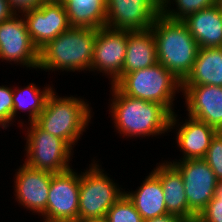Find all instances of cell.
Instances as JSON below:
<instances>
[{"label":"cell","instance_id":"f546056e","mask_svg":"<svg viewBox=\"0 0 222 222\" xmlns=\"http://www.w3.org/2000/svg\"><path fill=\"white\" fill-rule=\"evenodd\" d=\"M143 222H187L183 218L175 214H165L155 218L144 220Z\"/></svg>","mask_w":222,"mask_h":222},{"label":"cell","instance_id":"7a4b0ae2","mask_svg":"<svg viewBox=\"0 0 222 222\" xmlns=\"http://www.w3.org/2000/svg\"><path fill=\"white\" fill-rule=\"evenodd\" d=\"M150 29L156 40L158 63L183 82L192 71L199 50L187 25L160 14Z\"/></svg>","mask_w":222,"mask_h":222},{"label":"cell","instance_id":"d6a6232c","mask_svg":"<svg viewBox=\"0 0 222 222\" xmlns=\"http://www.w3.org/2000/svg\"><path fill=\"white\" fill-rule=\"evenodd\" d=\"M74 222H107L106 218H92V219H78L77 221Z\"/></svg>","mask_w":222,"mask_h":222},{"label":"cell","instance_id":"277c9868","mask_svg":"<svg viewBox=\"0 0 222 222\" xmlns=\"http://www.w3.org/2000/svg\"><path fill=\"white\" fill-rule=\"evenodd\" d=\"M90 109L84 99L59 97L52 90L35 123L51 135L63 139L72 148L90 122Z\"/></svg>","mask_w":222,"mask_h":222},{"label":"cell","instance_id":"e575fe53","mask_svg":"<svg viewBox=\"0 0 222 222\" xmlns=\"http://www.w3.org/2000/svg\"><path fill=\"white\" fill-rule=\"evenodd\" d=\"M218 132L222 135V126H221V128L218 130Z\"/></svg>","mask_w":222,"mask_h":222},{"label":"cell","instance_id":"6da1fadb","mask_svg":"<svg viewBox=\"0 0 222 222\" xmlns=\"http://www.w3.org/2000/svg\"><path fill=\"white\" fill-rule=\"evenodd\" d=\"M111 90L110 112L118 133L123 136H155L176 126L177 115L164 105L126 96L114 84Z\"/></svg>","mask_w":222,"mask_h":222},{"label":"cell","instance_id":"52a82bcc","mask_svg":"<svg viewBox=\"0 0 222 222\" xmlns=\"http://www.w3.org/2000/svg\"><path fill=\"white\" fill-rule=\"evenodd\" d=\"M25 149L27 166L51 173H61L71 169L69 160L73 150L63 139L41 129L35 122L29 124Z\"/></svg>","mask_w":222,"mask_h":222},{"label":"cell","instance_id":"ba28073f","mask_svg":"<svg viewBox=\"0 0 222 222\" xmlns=\"http://www.w3.org/2000/svg\"><path fill=\"white\" fill-rule=\"evenodd\" d=\"M80 175L72 168L52 175L46 210L41 214L46 222L78 220Z\"/></svg>","mask_w":222,"mask_h":222},{"label":"cell","instance_id":"30bf717a","mask_svg":"<svg viewBox=\"0 0 222 222\" xmlns=\"http://www.w3.org/2000/svg\"><path fill=\"white\" fill-rule=\"evenodd\" d=\"M161 14V0H106V27L143 31Z\"/></svg>","mask_w":222,"mask_h":222},{"label":"cell","instance_id":"1f68e13d","mask_svg":"<svg viewBox=\"0 0 222 222\" xmlns=\"http://www.w3.org/2000/svg\"><path fill=\"white\" fill-rule=\"evenodd\" d=\"M208 204H222V181H219L214 197L208 202Z\"/></svg>","mask_w":222,"mask_h":222},{"label":"cell","instance_id":"cb8c5ba5","mask_svg":"<svg viewBox=\"0 0 222 222\" xmlns=\"http://www.w3.org/2000/svg\"><path fill=\"white\" fill-rule=\"evenodd\" d=\"M176 10L170 9L171 0H161V14L172 20H183L188 15L216 4L217 0H173ZM170 4V5H169ZM168 5V6H167ZM168 8V9H167Z\"/></svg>","mask_w":222,"mask_h":222},{"label":"cell","instance_id":"9a60e30c","mask_svg":"<svg viewBox=\"0 0 222 222\" xmlns=\"http://www.w3.org/2000/svg\"><path fill=\"white\" fill-rule=\"evenodd\" d=\"M188 116L219 130L222 126V87L212 85L182 86Z\"/></svg>","mask_w":222,"mask_h":222},{"label":"cell","instance_id":"7c38bea8","mask_svg":"<svg viewBox=\"0 0 222 222\" xmlns=\"http://www.w3.org/2000/svg\"><path fill=\"white\" fill-rule=\"evenodd\" d=\"M127 48V30L102 27L97 29L91 70L107 74L111 85L123 77V64Z\"/></svg>","mask_w":222,"mask_h":222},{"label":"cell","instance_id":"3957f363","mask_svg":"<svg viewBox=\"0 0 222 222\" xmlns=\"http://www.w3.org/2000/svg\"><path fill=\"white\" fill-rule=\"evenodd\" d=\"M96 32L94 28L70 27L39 49L38 68L44 71H90Z\"/></svg>","mask_w":222,"mask_h":222},{"label":"cell","instance_id":"d4e9b609","mask_svg":"<svg viewBox=\"0 0 222 222\" xmlns=\"http://www.w3.org/2000/svg\"><path fill=\"white\" fill-rule=\"evenodd\" d=\"M107 222H143L134 203L124 195L106 213Z\"/></svg>","mask_w":222,"mask_h":222},{"label":"cell","instance_id":"e0dca14e","mask_svg":"<svg viewBox=\"0 0 222 222\" xmlns=\"http://www.w3.org/2000/svg\"><path fill=\"white\" fill-rule=\"evenodd\" d=\"M199 48L222 47V11L215 4L182 20Z\"/></svg>","mask_w":222,"mask_h":222},{"label":"cell","instance_id":"4dcf8cb0","mask_svg":"<svg viewBox=\"0 0 222 222\" xmlns=\"http://www.w3.org/2000/svg\"><path fill=\"white\" fill-rule=\"evenodd\" d=\"M15 13L9 6L7 0H0V22L11 18Z\"/></svg>","mask_w":222,"mask_h":222},{"label":"cell","instance_id":"5b68a950","mask_svg":"<svg viewBox=\"0 0 222 222\" xmlns=\"http://www.w3.org/2000/svg\"><path fill=\"white\" fill-rule=\"evenodd\" d=\"M115 86L126 96L164 105L172 114L176 91H182V82L160 63L126 73Z\"/></svg>","mask_w":222,"mask_h":222},{"label":"cell","instance_id":"9c48e42d","mask_svg":"<svg viewBox=\"0 0 222 222\" xmlns=\"http://www.w3.org/2000/svg\"><path fill=\"white\" fill-rule=\"evenodd\" d=\"M179 161L170 163L182 176L189 211L197 218L214 197L219 181L204 159Z\"/></svg>","mask_w":222,"mask_h":222},{"label":"cell","instance_id":"44dd1931","mask_svg":"<svg viewBox=\"0 0 222 222\" xmlns=\"http://www.w3.org/2000/svg\"><path fill=\"white\" fill-rule=\"evenodd\" d=\"M125 194L134 203L143 221L168 214L163 187L152 172L143 180L137 191L125 192Z\"/></svg>","mask_w":222,"mask_h":222},{"label":"cell","instance_id":"f1b7e54d","mask_svg":"<svg viewBox=\"0 0 222 222\" xmlns=\"http://www.w3.org/2000/svg\"><path fill=\"white\" fill-rule=\"evenodd\" d=\"M7 1L12 11L15 14H17L18 12L20 14L38 8L45 0H7Z\"/></svg>","mask_w":222,"mask_h":222},{"label":"cell","instance_id":"ffe728a7","mask_svg":"<svg viewBox=\"0 0 222 222\" xmlns=\"http://www.w3.org/2000/svg\"><path fill=\"white\" fill-rule=\"evenodd\" d=\"M212 85L222 87V47L199 48L190 74L182 86Z\"/></svg>","mask_w":222,"mask_h":222},{"label":"cell","instance_id":"484cf974","mask_svg":"<svg viewBox=\"0 0 222 222\" xmlns=\"http://www.w3.org/2000/svg\"><path fill=\"white\" fill-rule=\"evenodd\" d=\"M204 160L210 166L218 181H222V135L219 132L212 138Z\"/></svg>","mask_w":222,"mask_h":222},{"label":"cell","instance_id":"4316f807","mask_svg":"<svg viewBox=\"0 0 222 222\" xmlns=\"http://www.w3.org/2000/svg\"><path fill=\"white\" fill-rule=\"evenodd\" d=\"M13 89L0 86V126L5 129L13 122Z\"/></svg>","mask_w":222,"mask_h":222},{"label":"cell","instance_id":"83f0119b","mask_svg":"<svg viewBox=\"0 0 222 222\" xmlns=\"http://www.w3.org/2000/svg\"><path fill=\"white\" fill-rule=\"evenodd\" d=\"M196 222H222V204H207L197 216Z\"/></svg>","mask_w":222,"mask_h":222},{"label":"cell","instance_id":"d590c367","mask_svg":"<svg viewBox=\"0 0 222 222\" xmlns=\"http://www.w3.org/2000/svg\"><path fill=\"white\" fill-rule=\"evenodd\" d=\"M45 1H62V0H45Z\"/></svg>","mask_w":222,"mask_h":222},{"label":"cell","instance_id":"d6986e66","mask_svg":"<svg viewBox=\"0 0 222 222\" xmlns=\"http://www.w3.org/2000/svg\"><path fill=\"white\" fill-rule=\"evenodd\" d=\"M158 63L156 40L151 29L127 30V48L123 64L126 73L154 66Z\"/></svg>","mask_w":222,"mask_h":222},{"label":"cell","instance_id":"8992f818","mask_svg":"<svg viewBox=\"0 0 222 222\" xmlns=\"http://www.w3.org/2000/svg\"><path fill=\"white\" fill-rule=\"evenodd\" d=\"M80 174L78 219L103 218L125 193L97 163Z\"/></svg>","mask_w":222,"mask_h":222},{"label":"cell","instance_id":"8fae6325","mask_svg":"<svg viewBox=\"0 0 222 222\" xmlns=\"http://www.w3.org/2000/svg\"><path fill=\"white\" fill-rule=\"evenodd\" d=\"M0 59L38 68L39 49L33 44L25 19L19 14L0 22Z\"/></svg>","mask_w":222,"mask_h":222},{"label":"cell","instance_id":"ac0fdd59","mask_svg":"<svg viewBox=\"0 0 222 222\" xmlns=\"http://www.w3.org/2000/svg\"><path fill=\"white\" fill-rule=\"evenodd\" d=\"M188 119L176 132L178 146L184 154L182 160L204 159L218 130L191 116Z\"/></svg>","mask_w":222,"mask_h":222},{"label":"cell","instance_id":"7402d4cb","mask_svg":"<svg viewBox=\"0 0 222 222\" xmlns=\"http://www.w3.org/2000/svg\"><path fill=\"white\" fill-rule=\"evenodd\" d=\"M71 27H106V0H62Z\"/></svg>","mask_w":222,"mask_h":222},{"label":"cell","instance_id":"2e32d148","mask_svg":"<svg viewBox=\"0 0 222 222\" xmlns=\"http://www.w3.org/2000/svg\"><path fill=\"white\" fill-rule=\"evenodd\" d=\"M159 165L152 173L160 180L163 187L167 213L178 215L187 222H196V217L189 211L180 172L168 161Z\"/></svg>","mask_w":222,"mask_h":222},{"label":"cell","instance_id":"603a6c76","mask_svg":"<svg viewBox=\"0 0 222 222\" xmlns=\"http://www.w3.org/2000/svg\"><path fill=\"white\" fill-rule=\"evenodd\" d=\"M15 89V90H14ZM13 89V119L18 110L29 113L30 123L35 122L39 114L43 111L47 96L52 92V87H45L43 91L31 83L25 88L18 87ZM17 89V90H16Z\"/></svg>","mask_w":222,"mask_h":222},{"label":"cell","instance_id":"836d02e7","mask_svg":"<svg viewBox=\"0 0 222 222\" xmlns=\"http://www.w3.org/2000/svg\"><path fill=\"white\" fill-rule=\"evenodd\" d=\"M216 5L220 8L222 11V0H217Z\"/></svg>","mask_w":222,"mask_h":222},{"label":"cell","instance_id":"4fadbf2b","mask_svg":"<svg viewBox=\"0 0 222 222\" xmlns=\"http://www.w3.org/2000/svg\"><path fill=\"white\" fill-rule=\"evenodd\" d=\"M33 44L42 48L71 26L62 1H44L38 8L21 14Z\"/></svg>","mask_w":222,"mask_h":222},{"label":"cell","instance_id":"5bb4252c","mask_svg":"<svg viewBox=\"0 0 222 222\" xmlns=\"http://www.w3.org/2000/svg\"><path fill=\"white\" fill-rule=\"evenodd\" d=\"M54 173L36 170L25 163L15 175V196L19 204L33 213L46 210L52 175Z\"/></svg>","mask_w":222,"mask_h":222}]
</instances>
